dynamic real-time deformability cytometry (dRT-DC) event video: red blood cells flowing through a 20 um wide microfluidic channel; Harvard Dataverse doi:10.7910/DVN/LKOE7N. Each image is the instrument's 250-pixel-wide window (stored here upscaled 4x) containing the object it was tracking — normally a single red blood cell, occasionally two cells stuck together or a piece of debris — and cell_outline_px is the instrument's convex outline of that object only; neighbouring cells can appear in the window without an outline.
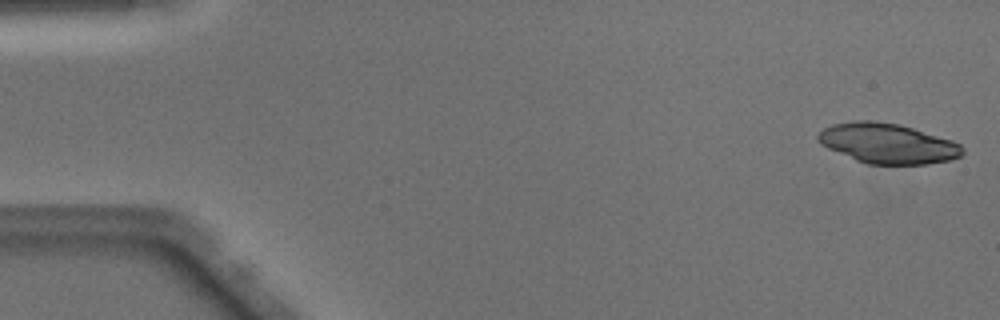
{"species": "Egyptian fruit bat (a non-hibernating species)", "species_latin": "Rousettus aegyptiacus", "temperature_condition": "warm", "stored_images_in_passage": 48, "camera_frame_rate_fps": 3000, "um_per_image_px": 0.085, "animal": {"sex": "male"}, "frame": {"image": 1, "passage_image": 1, "time_ms": 0.0, "image_size_px": [1000, 320], "cell_outline_px": [[964, 152], [960, 156], [952, 160], [928, 164], [868, 164], [856, 160], [828, 148], [820, 144], [816, 140], [816, 136], [824, 128], [832, 124], [856, 120], [876, 120], [900, 124], [952, 140], [960, 144], [964, 148]], "centroid_in_image_um": [75.45, 12.18], "position_along_channel_um": 9.5, "area_um2": 33.93}, "authors_computed_cell_mechanics": {"area_um2": 29.6225, "velocity_mm_per_s": 4.102, "shape_relaxation_time_tau1_ms": null, "shape_relaxation_time_tau2_ms": 5.2532, "deformation_change_tau1": null, "deformation_change_tau2": 0.1585}}